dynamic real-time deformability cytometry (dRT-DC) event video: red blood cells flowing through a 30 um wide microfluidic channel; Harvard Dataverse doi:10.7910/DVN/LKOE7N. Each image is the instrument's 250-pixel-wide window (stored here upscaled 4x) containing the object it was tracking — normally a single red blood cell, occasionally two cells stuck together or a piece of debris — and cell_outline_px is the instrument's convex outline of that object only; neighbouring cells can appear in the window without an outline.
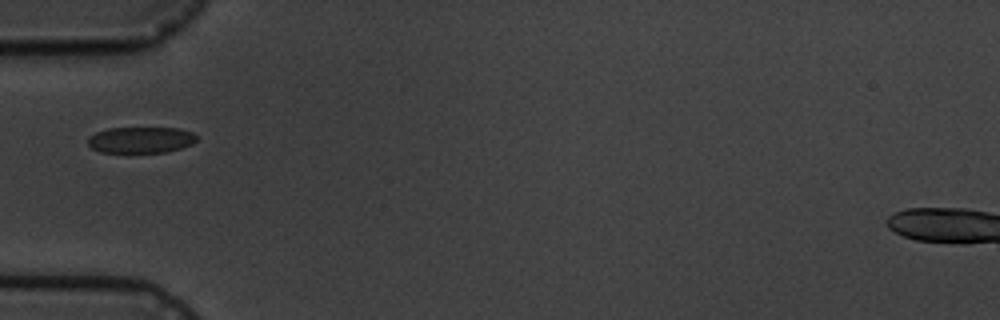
{"species": "common noctule bat (a hibernating species)", "species_latin": "Nyctalus noctula", "temperature_condition": "cold", "stored_images_in_passage": 9, "camera_frame_rate_fps": 3000, "um_per_image_px": 0.085, "animal": {"sex": "male", "body_mass_g": 19.5, "forearm_length_mm": 54.6}, "frame": {"image": 1, "passage_image": 1, "time_ms": 0.0, "image_size_px": [1000, 320], "cell_outline_px": [[196, 140], [192, 144], [168, 152], [100, 152], [92, 148], [88, 144], [88, 136], [96, 132], [108, 128], [180, 128], [192, 132], [196, 136]], "centroid_in_image_um": [11.96, 11.88], "position_along_channel_um": 73.0, "area_um2": 16.59}}
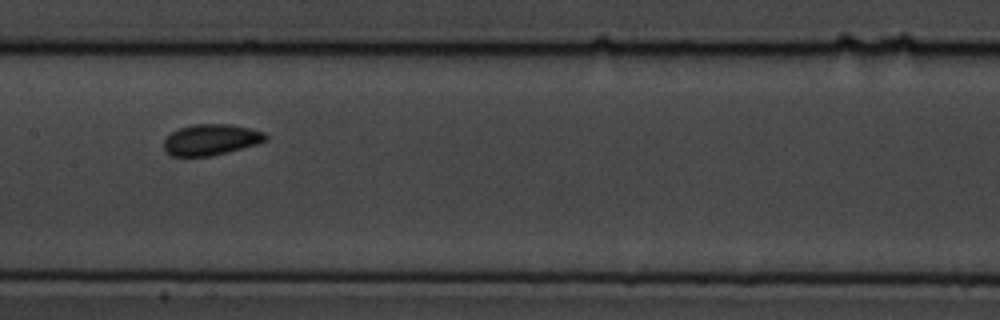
{"frame": {"image": 2, "passage_image": 4, "time_ms": 3.333, "image_size_px": [1000, 320], "cell_outline_px": [[268, 140], [256, 144], [212, 156], [172, 156], [164, 148], [164, 140], [172, 132], [180, 128], [192, 124], [232, 124], [264, 132], [268, 136]], "centroid_in_image_um": [17.95, 11.86], "position_along_channel_um": 189.5, "area_um2": 18.26}}
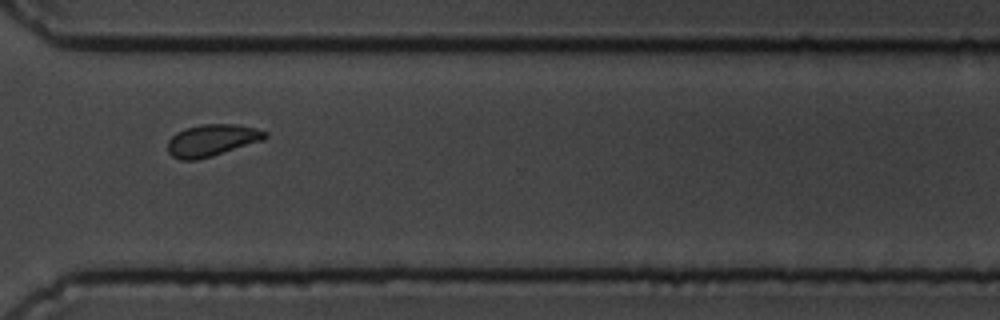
{"frame": {"image": 3, "passage_image": 8, "time_ms": 8.0, "image_size_px": [1000, 320], "cell_outline_px": [[268, 136], [264, 140], [212, 156], [196, 160], [180, 160], [172, 156], [168, 152], [168, 140], [176, 132], [184, 128], [200, 124], [236, 124], [256, 128], [268, 132]], "centroid_in_image_um": [18.01, 11.92], "position_along_channel_um": 352.6, "area_um2": 18.26}}